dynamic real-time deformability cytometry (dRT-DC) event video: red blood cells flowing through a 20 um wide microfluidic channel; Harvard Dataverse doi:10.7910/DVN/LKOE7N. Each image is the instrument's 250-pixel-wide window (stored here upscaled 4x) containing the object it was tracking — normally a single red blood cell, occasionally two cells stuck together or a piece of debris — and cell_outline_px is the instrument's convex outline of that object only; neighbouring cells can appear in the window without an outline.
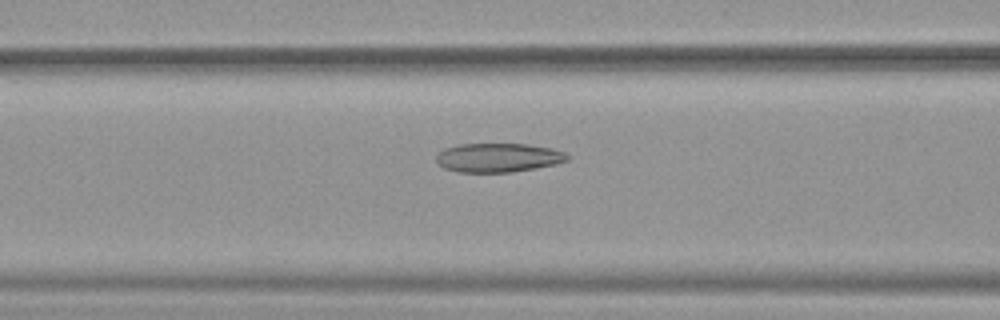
{"species": "common noctule bat (a hibernating species)", "species_latin": "Nyctalus noctula", "temperature_condition": "warm", "stored_images_in_passage": 51, "camera_frame_rate_fps": 3000, "um_per_image_px": 0.085, "animal": {"sex": "female", "body_mass_g": 19.9}, "frame": {"image": 1, "passage_image": 21, "time_ms": 6.667, "image_size_px": [1000, 320], "cell_outline_px": [[568, 160], [556, 164], [536, 168], [512, 172], [456, 172], [444, 168], [436, 160], [436, 152], [444, 148], [460, 144], [528, 144], [552, 148], [564, 152], [568, 156]], "centroid_in_image_um": [42.32, 13.4], "position_along_channel_um": 124.3, "area_um2": 22.25}}
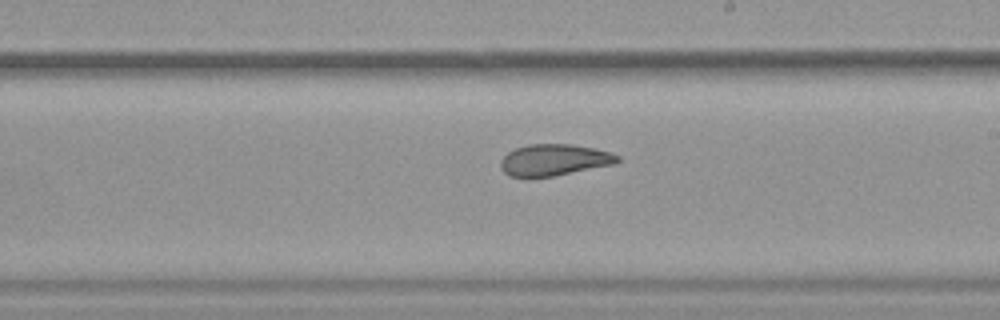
{"frame": {"image": 2, "passage_image": 30, "time_ms": 9.667, "image_size_px": [1000, 320], "cell_outline_px": [[620, 160], [616, 164], [552, 176], [508, 176], [500, 168], [500, 160], [508, 152], [516, 148], [528, 144], [572, 144], [612, 152], [620, 156]], "centroid_in_image_um": [47.12, 13.58], "position_along_channel_um": 241.9, "area_um2": 21.39}}
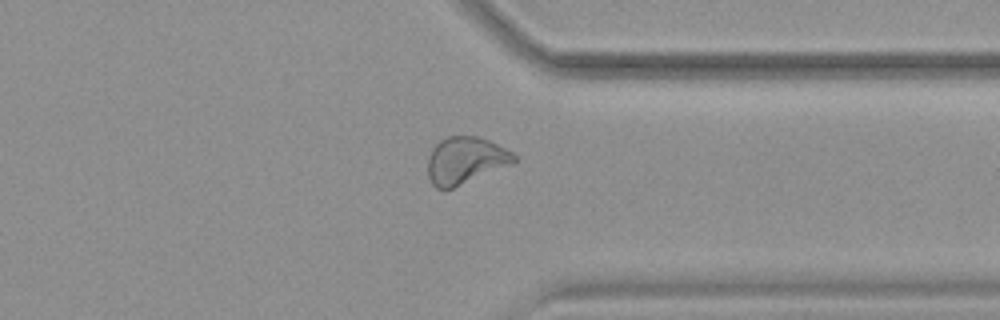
{"frame": {"image": 3, "passage_image": 40, "time_ms": 13.0, "image_size_px": [1000, 320], "cell_outline_px": [[516, 160], [512, 164], [452, 188], [436, 188], [432, 184], [428, 176], [428, 156], [432, 148], [440, 140], [448, 136], [476, 136], [488, 140], [512, 152], [516, 156]], "centroid_in_image_um": [39.54, 13.62], "position_along_channel_um": 371.9, "area_um2": 23.35}, "authors_computed_cell_mechanics": {"area_um2": 25.721, "velocity_mm_per_s": 3.9314, "shape_relaxation_time_tau1_ms": null, "shape_relaxation_time_tau2_ms": 2.4765, "deformation_change_tau1": null, "deformation_change_tau2": 0.0871}}